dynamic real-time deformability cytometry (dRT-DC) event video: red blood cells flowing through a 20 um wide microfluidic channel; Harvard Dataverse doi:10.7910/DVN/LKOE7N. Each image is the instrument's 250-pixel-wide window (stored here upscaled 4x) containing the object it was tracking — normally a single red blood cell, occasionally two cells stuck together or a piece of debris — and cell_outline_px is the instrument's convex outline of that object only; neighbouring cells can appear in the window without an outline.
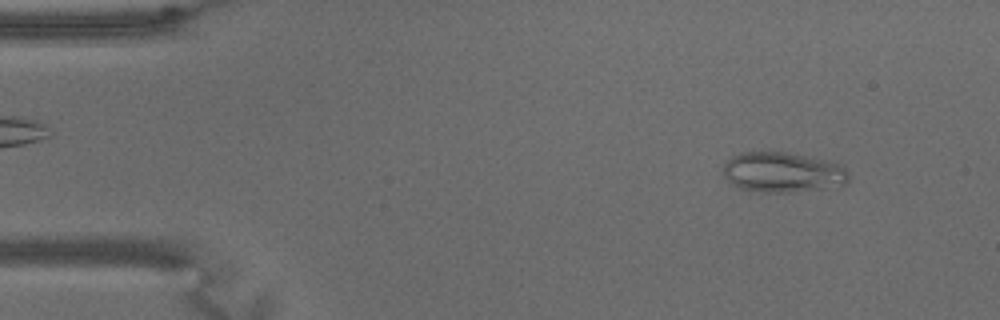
{"species": "common noctule bat (a hibernating species)", "species_latin": "Nyctalus noctula", "temperature_condition": "warm", "stored_images_in_passage": 65, "camera_frame_rate_fps": 3000, "um_per_image_px": 0.085, "animal": {"sex": "male", "body_mass_g": 15.6}, "frame": {"image": 1, "passage_image": 6, "time_ms": 1.667, "image_size_px": [1000, 320], "cell_outline_px": [[848, 184], [824, 188], [788, 192], [764, 192], [740, 188], [732, 184], [724, 176], [724, 164], [732, 156], [740, 152], [784, 152], [828, 160], [840, 164], [848, 172]], "centroid_in_image_um": [66.54, 14.64], "position_along_channel_um": 18.5, "area_um2": 29.25}}
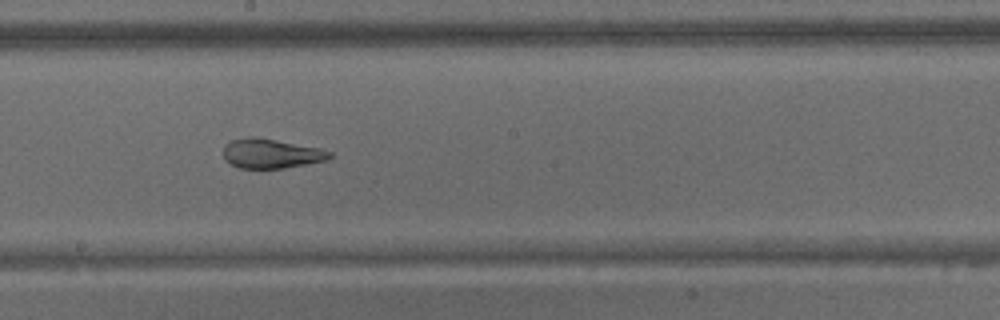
{"frame": {"image": 2, "passage_image": 35, "time_ms": 11.333, "image_size_px": [1000, 320], "cell_outline_px": [[332, 156], [328, 160], [284, 168], [240, 168], [224, 160], [224, 144], [232, 140], [248, 136], [256, 136], [320, 148], [332, 152]], "centroid_in_image_um": [23.04, 13.04], "position_along_channel_um": 225.2, "area_um2": 18.38}}
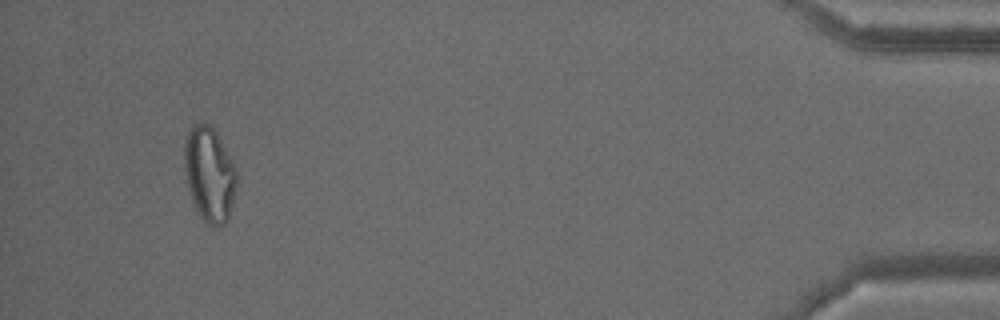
{"frame": {"image": 3, "passage_image": 61, "time_ms": 20.0, "image_size_px": [1000, 320], "cell_outline_px": [[236, 188], [228, 220], [224, 224], [208, 224], [196, 212], [188, 188], [184, 168], [184, 140], [188, 132], [200, 120], [212, 124], [232, 160], [236, 168]], "centroid_in_image_um": [17.79, 14.76], "position_along_channel_um": 417.4, "area_um2": 29.02}, "authors_computed_cell_mechanics": {"area_um2": 25.3164, "velocity_mm_per_s": 3.0507, "shape_relaxation_time_tau1_ms": null, "shape_relaxation_time_tau2_ms": 2.0945, "deformation_change_tau1": null, "deformation_change_tau2": 0.0883}}